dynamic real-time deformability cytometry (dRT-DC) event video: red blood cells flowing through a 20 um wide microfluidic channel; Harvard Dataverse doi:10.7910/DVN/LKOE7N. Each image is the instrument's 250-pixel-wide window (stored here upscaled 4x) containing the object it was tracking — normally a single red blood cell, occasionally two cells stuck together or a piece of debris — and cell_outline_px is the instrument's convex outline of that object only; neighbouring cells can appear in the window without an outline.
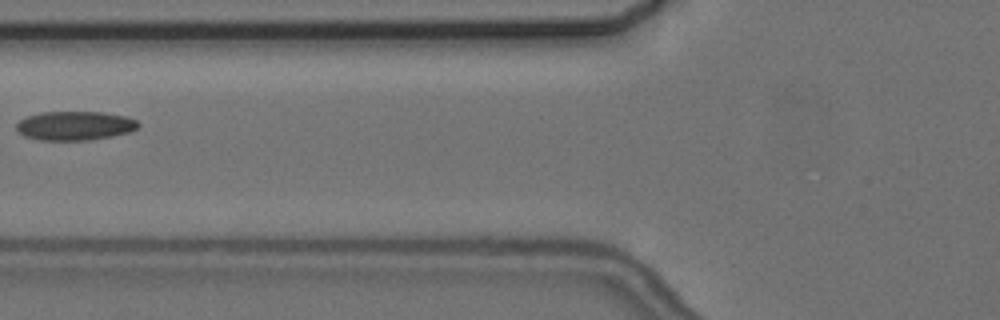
{"species": "common noctule bat (a hibernating species)", "species_latin": "Nyctalus noctula", "temperature_condition": "cold", "stored_images_in_passage": 3, "camera_frame_rate_fps": 3000, "um_per_image_px": 0.085, "animal": {"sex": "female", "body_mass_g": 24.6, "forearm_length_mm": 56.2}, "frame": {"image": 1, "passage_image": 2, "time_ms": 1.333, "image_size_px": [1000, 320], "cell_outline_px": [[140, 124], [136, 128], [128, 132], [112, 136], [88, 140], [40, 140], [24, 136], [16, 128], [16, 124], [20, 120], [28, 116], [40, 112], [104, 112], [124, 116], [136, 120]], "centroid_in_image_um": [6.35, 10.68], "position_along_channel_um": 119.5, "area_um2": 20.46}}
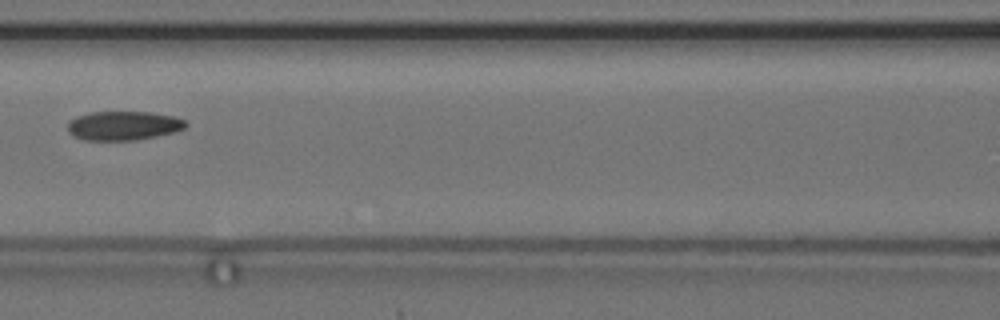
{"frame": {"image": 2, "passage_image": 3, "time_ms": 2.333, "image_size_px": [1000, 320], "cell_outline_px": [[188, 124], [184, 128], [176, 132], [136, 140], [84, 140], [72, 136], [68, 132], [68, 124], [76, 116], [88, 112], [152, 112], [176, 116], [184, 120]], "centroid_in_image_um": [10.5, 10.68], "position_along_channel_um": 156.1, "area_um2": 20.17}}